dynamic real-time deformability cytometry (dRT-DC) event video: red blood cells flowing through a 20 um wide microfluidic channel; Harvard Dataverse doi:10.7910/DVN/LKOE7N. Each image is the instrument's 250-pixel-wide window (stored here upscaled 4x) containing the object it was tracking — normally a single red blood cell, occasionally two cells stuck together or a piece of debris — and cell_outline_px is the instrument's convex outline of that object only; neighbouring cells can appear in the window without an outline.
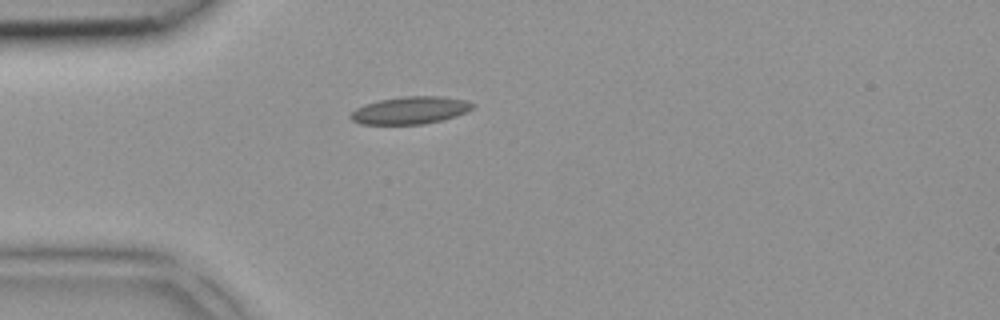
{"species": "common noctule bat (a hibernating species)", "species_latin": "Nyctalus noctula", "temperature_condition": "room temperature", "stored_images_in_passage": 4, "camera_frame_rate_fps": 3000, "um_per_image_px": 0.085, "animal": {"sex": "female", "body_mass_g": 18.4}, "frame": {"image": 1, "passage_image": 4, "time_ms": 1.0, "image_size_px": [1000, 320], "cell_outline_px": [[476, 104], [468, 112], [444, 120], [424, 124], [360, 124], [352, 120], [348, 116], [356, 108], [364, 104], [380, 100], [404, 96], [440, 96], [468, 100]], "centroid_in_image_um": [34.91, 9.37], "position_along_channel_um": 50.1, "area_um2": 19.71}}